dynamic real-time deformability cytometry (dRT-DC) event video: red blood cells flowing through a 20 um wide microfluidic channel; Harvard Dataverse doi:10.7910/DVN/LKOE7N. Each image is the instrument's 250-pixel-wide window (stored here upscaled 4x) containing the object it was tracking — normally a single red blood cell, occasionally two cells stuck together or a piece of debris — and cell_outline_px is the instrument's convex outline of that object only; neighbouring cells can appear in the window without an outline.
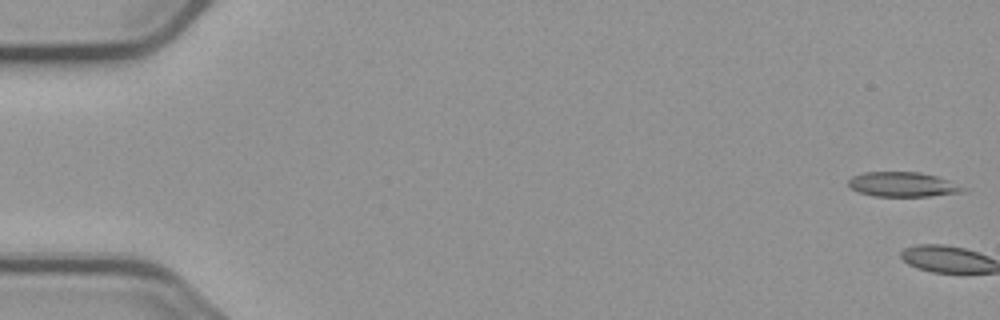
{"species": "common noctule bat (a hibernating species)", "species_latin": "Nyctalus noctula", "temperature_condition": "cold", "stored_images_in_passage": 6, "camera_frame_rate_fps": 3000, "um_per_image_px": 0.085, "animal": {"sex": "male", "body_mass_g": 23.1, "forearm_length_mm": 52.7}, "frame": {"image": 1, "passage_image": 1, "time_ms": 0.0, "image_size_px": [1000, 320], "cell_outline_px": [[968, 188], [964, 192], [928, 196], [872, 196], [860, 192], [852, 188], [848, 184], [848, 180], [852, 176], [864, 172], [920, 172], [936, 176]], "centroid_in_image_um": [76.74, 15.67], "position_along_channel_um": 8.3, "area_um2": 16.42}}